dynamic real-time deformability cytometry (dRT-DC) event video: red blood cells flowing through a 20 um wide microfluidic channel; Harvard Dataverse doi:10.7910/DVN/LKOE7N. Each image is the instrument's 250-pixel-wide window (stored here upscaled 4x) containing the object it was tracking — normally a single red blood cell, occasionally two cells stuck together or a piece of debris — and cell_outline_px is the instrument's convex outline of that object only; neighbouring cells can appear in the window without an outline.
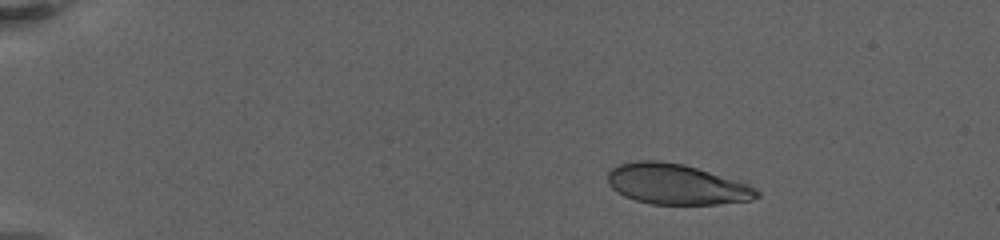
{"species": "human", "species_latin": "Homo sapiens", "temperature_condition": "warm", "stored_images_in_passage": 97, "camera_frame_rate_fps": 3000, "um_per_image_px": 0.085, "donor": {"sex": "female"}, "frame": {"image": 1, "passage_image": 5, "time_ms": 0.667, "image_size_px": [1000, 240], "cell_outline_px": [[760, 196], [752, 200], [716, 204], [652, 204], [636, 200], [624, 196], [616, 192], [608, 184], [608, 172], [612, 168], [620, 164], [636, 160], [660, 160], [684, 164], [748, 184], [756, 188], [760, 192]], "centroid_in_image_um": [57.48, 15.66], "position_along_channel_um": 27.5, "area_um2": 35.14}}
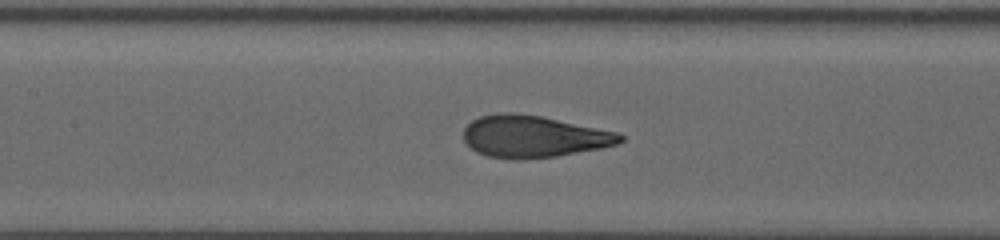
{"frame": {"image": 2, "passage_image": 45, "time_ms": 8.333, "image_size_px": [1000, 240], "cell_outline_px": [[624, 140], [616, 144], [600, 148], [556, 156], [520, 160], [512, 160], [488, 156], [476, 152], [464, 140], [464, 128], [472, 120], [480, 116], [540, 116], [616, 132], [624, 136]], "centroid_in_image_um": [45.37, 11.66], "position_along_channel_um": 162.0, "area_um2": 37.05}}
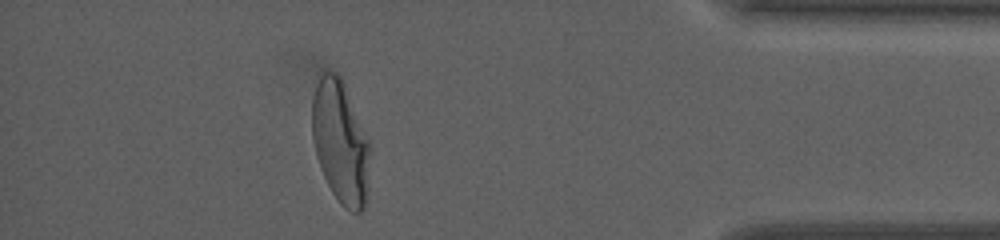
{"frame": {"image": 3, "passage_image": 82, "time_ms": 17.333, "image_size_px": [1000, 240], "cell_outline_px": [[368, 152], [364, 208], [360, 212], [352, 212], [344, 208], [340, 204], [332, 192], [320, 168], [316, 156], [312, 140], [312, 100], [320, 76], [324, 72], [336, 72], [340, 76], [344, 84], [368, 140]], "centroid_in_image_um": [28.88, 12.07], "position_along_channel_um": 406.3, "area_um2": 40.29}, "authors_computed_cell_mechanics": {"area_um2": 37.9168, "velocity_mm_per_s": 3.0924, "shape_relaxation_time_tau1_ms": 4.844, "shape_relaxation_time_tau2_ms": null, "deformation_change_tau1": 0.2188, "deformation_change_tau2": null}}